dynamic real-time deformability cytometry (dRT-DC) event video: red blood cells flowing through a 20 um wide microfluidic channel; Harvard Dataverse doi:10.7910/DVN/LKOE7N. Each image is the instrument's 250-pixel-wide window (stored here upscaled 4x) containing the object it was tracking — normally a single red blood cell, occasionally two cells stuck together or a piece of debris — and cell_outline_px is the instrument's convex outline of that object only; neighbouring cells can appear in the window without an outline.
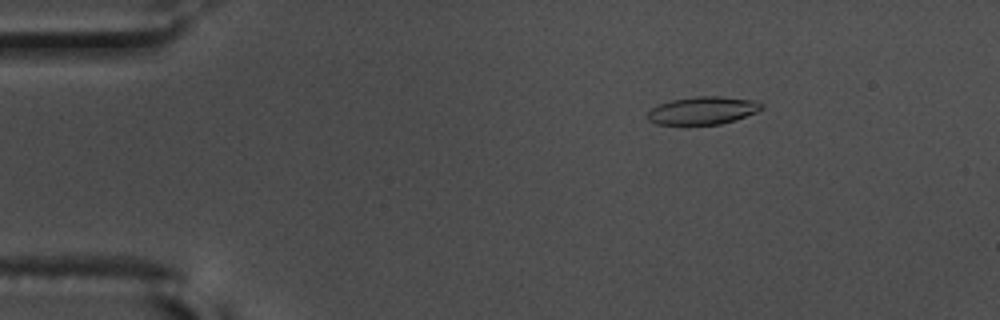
{"species": "common noctule bat (a hibernating species)", "species_latin": "Nyctalus noctula", "temperature_condition": "warm", "stored_images_in_passage": 56, "camera_frame_rate_fps": 3000, "um_per_image_px": 0.085, "animal": {"sex": "male", "body_mass_g": 17.5, "forearm_length_mm": 52.3}, "frame": {"image": 1, "passage_image": 9, "time_ms": 2.667, "image_size_px": [1000, 320], "cell_outline_px": [[764, 108], [756, 112], [736, 120], [720, 124], [656, 124], [648, 120], [648, 112], [652, 108], [660, 104], [672, 100], [696, 96], [720, 96], [756, 100], [764, 104]], "centroid_in_image_um": [59.79, 9.38], "position_along_channel_um": 25.2, "area_um2": 18.44}, "authors_computed_cell_mechanics": {"area_um2": 19.0451, "velocity_mm_per_s": 3.6276, "shape_relaxation_time_tau1_ms": null, "shape_relaxation_time_tau2_ms": 2.3171, "deformation_change_tau1": null, "deformation_change_tau2": 0.1007}}